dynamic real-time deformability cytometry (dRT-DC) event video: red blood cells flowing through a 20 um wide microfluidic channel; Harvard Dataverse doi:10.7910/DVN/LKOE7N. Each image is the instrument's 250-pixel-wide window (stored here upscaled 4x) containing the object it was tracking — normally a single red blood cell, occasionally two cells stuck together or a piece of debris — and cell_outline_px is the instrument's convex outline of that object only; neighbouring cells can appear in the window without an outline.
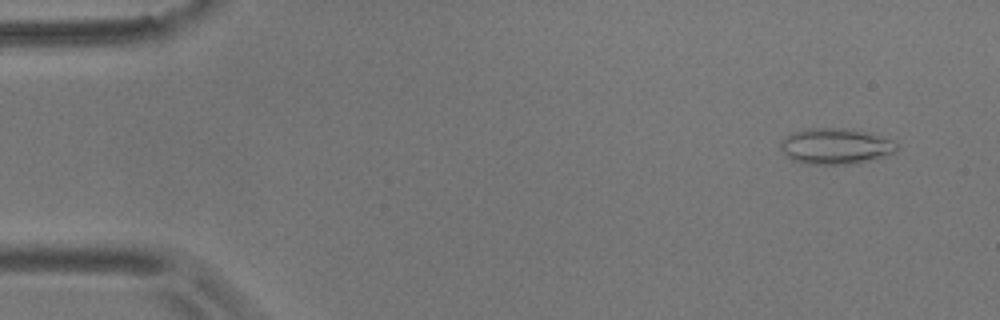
{"species": "common noctule bat (a hibernating species)", "species_latin": "Nyctalus noctula", "temperature_condition": "room temperature", "stored_images_in_passage": 55, "camera_frame_rate_fps": 3000, "um_per_image_px": 0.085, "animal": {"sex": "male", "body_mass_g": 17.9}, "frame": {"image": 1, "passage_image": 4, "time_ms": 1.0, "image_size_px": [1000, 320], "cell_outline_px": [[900, 148], [892, 152], [868, 160], [852, 164], [808, 164], [792, 160], [780, 148], [780, 140], [784, 136], [792, 132], [808, 128], [852, 128], [896, 140], [900, 144]], "centroid_in_image_um": [71.02, 12.4], "position_along_channel_um": 14.0, "area_um2": 24.51}}
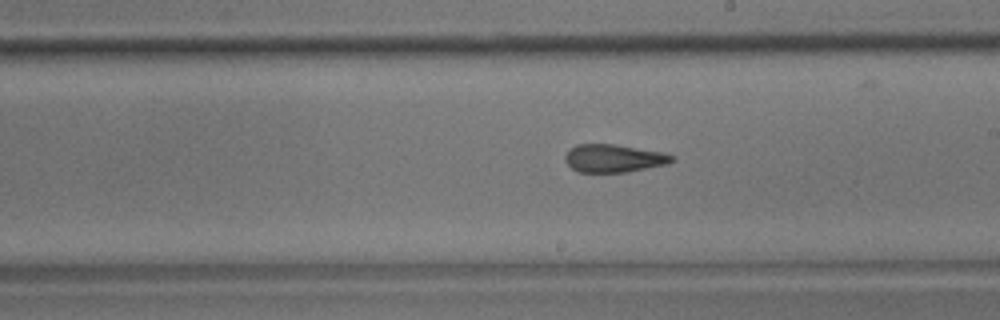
{"frame": {"image": 2, "passage_image": 31, "time_ms": 10.0, "image_size_px": [1000, 320], "cell_outline_px": [[676, 160], [668, 164], [628, 172], [580, 172], [572, 168], [564, 160], [564, 156], [576, 144], [612, 144], [664, 152], [676, 156]], "centroid_in_image_um": [52.23, 13.46], "position_along_channel_um": 236.8, "area_um2": 17.46}}
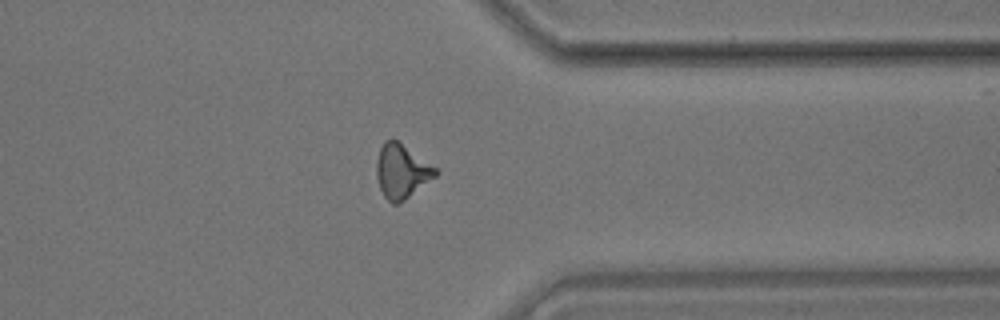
{"frame": {"image": 3, "passage_image": 43, "time_ms": 14.0, "image_size_px": [1000, 320], "cell_outline_px": [[440, 172], [436, 176], [404, 200], [396, 204], [392, 204], [384, 196], [380, 188], [376, 176], [376, 160], [380, 148], [384, 140], [396, 140], [436, 168]], "centroid_in_image_um": [34.12, 14.57], "position_along_channel_um": 377.3, "area_um2": 18.26}, "authors_computed_cell_mechanics": {"area_um2": 18.207, "velocity_mm_per_s": 3.6509, "shape_relaxation_time_tau1_ms": 9.3628, "shape_relaxation_time_tau2_ms": 3.0041, "deformation_change_tau1": 0.2244, "deformation_change_tau2": 0.1091}}